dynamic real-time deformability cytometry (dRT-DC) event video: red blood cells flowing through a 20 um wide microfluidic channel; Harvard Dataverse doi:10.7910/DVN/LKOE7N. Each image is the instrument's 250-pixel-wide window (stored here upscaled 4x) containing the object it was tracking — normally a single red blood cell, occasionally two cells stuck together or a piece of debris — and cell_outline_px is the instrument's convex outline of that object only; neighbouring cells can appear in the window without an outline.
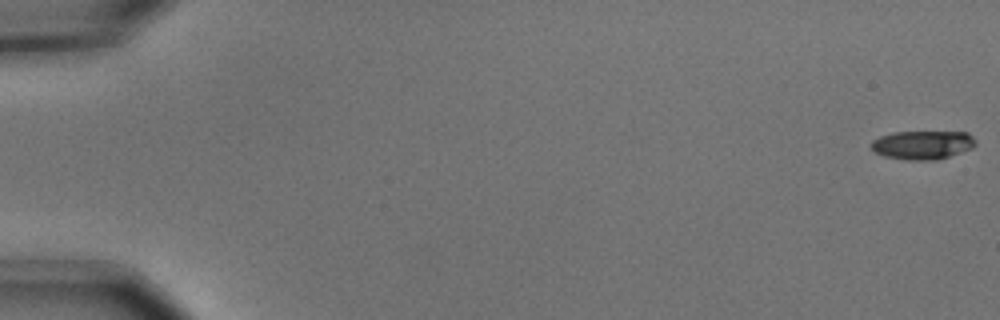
{"species": "common noctule bat (a hibernating species)", "species_latin": "Nyctalus noctula", "temperature_condition": "cold", "stored_images_in_passage": 6, "camera_frame_rate_fps": 3000, "um_per_image_px": 0.085, "animal": {"sex": "male", "body_mass_g": 15.6}, "frame": {"image": 1, "passage_image": 1, "time_ms": 0.0, "image_size_px": [1000, 320], "cell_outline_px": [[976, 144], [972, 148], [936, 160], [908, 160], [884, 156], [876, 152], [868, 144], [872, 140], [880, 136], [892, 132], [968, 132], [976, 140]], "centroid_in_image_um": [78.4, 12.31], "position_along_channel_um": 6.6, "area_um2": 17.46}}